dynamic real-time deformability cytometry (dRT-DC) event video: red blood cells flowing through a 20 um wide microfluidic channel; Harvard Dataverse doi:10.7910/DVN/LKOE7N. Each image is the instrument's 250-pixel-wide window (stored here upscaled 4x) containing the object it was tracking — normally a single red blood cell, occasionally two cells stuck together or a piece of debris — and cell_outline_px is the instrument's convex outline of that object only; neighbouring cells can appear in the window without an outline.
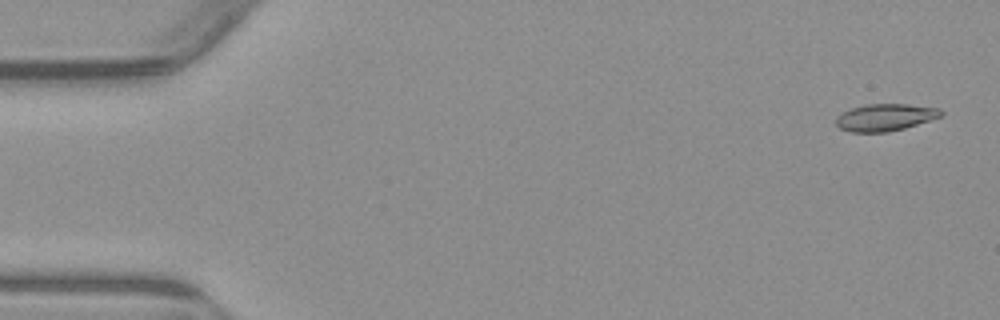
{"species": "common noctule bat (a hibernating species)", "species_latin": "Nyctalus noctula", "temperature_condition": "warm", "stored_images_in_passage": 7, "camera_frame_rate_fps": 3000, "um_per_image_px": 0.085, "animal": {"sex": "male", "body_mass_g": 23.1, "forearm_length_mm": 52.7}, "frame": {"image": 1, "passage_image": 1, "time_ms": 0.0, "image_size_px": [1000, 320], "cell_outline_px": [[944, 112], [940, 116], [904, 128], [888, 132], [852, 132], [840, 128], [836, 124], [836, 116], [852, 108], [864, 104], [908, 104], [940, 108]], "centroid_in_image_um": [75.22, 9.96], "position_along_channel_um": 9.8, "area_um2": 16.42}}
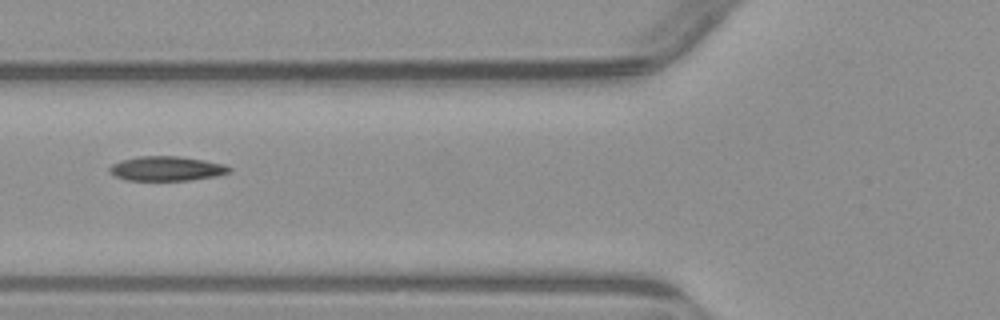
{"frame": {"image": 2, "passage_image": 6, "time_ms": 6.0, "image_size_px": [1000, 320], "cell_outline_px": [[232, 172], [216, 176], [192, 180], [128, 180], [116, 176], [108, 172], [108, 168], [112, 164], [120, 160], [136, 156], [176, 156], [204, 160], [224, 164], [232, 168]], "centroid_in_image_um": [14.16, 14.32], "position_along_channel_um": 111.6, "area_um2": 17.22}}
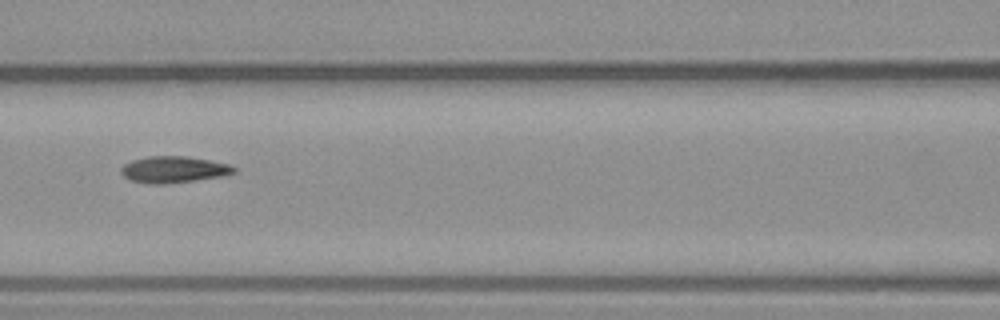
{"frame": {"image": 3, "passage_image": 7, "time_ms": 7.0, "image_size_px": [1000, 320], "cell_outline_px": [[236, 172], [220, 176], [164, 184], [152, 184], [132, 180], [124, 176], [120, 172], [120, 168], [124, 164], [132, 160], [148, 156], [188, 156], [228, 164], [236, 168]], "centroid_in_image_um": [14.73, 14.39], "position_along_channel_um": 151.9, "area_um2": 17.17}}